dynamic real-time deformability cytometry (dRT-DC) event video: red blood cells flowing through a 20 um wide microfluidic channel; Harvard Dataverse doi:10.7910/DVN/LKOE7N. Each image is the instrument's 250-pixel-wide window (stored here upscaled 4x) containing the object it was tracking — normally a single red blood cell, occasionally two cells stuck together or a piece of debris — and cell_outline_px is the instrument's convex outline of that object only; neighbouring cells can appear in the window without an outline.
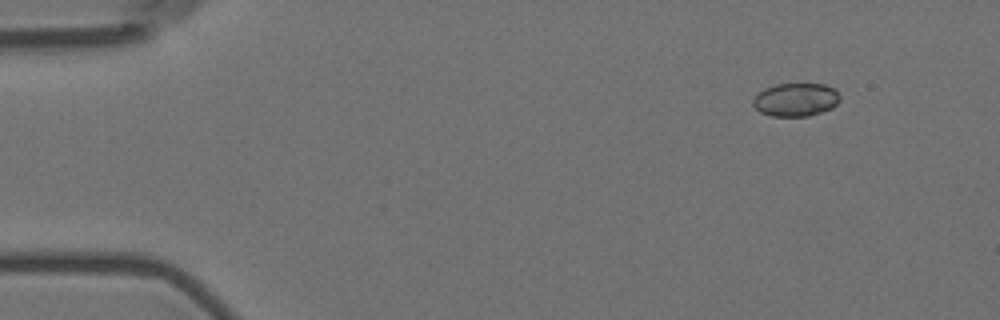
{"species": "Egyptian fruit bat (a non-hibernating species)", "species_latin": "Rousettus aegyptiacus", "temperature_condition": "room temperature", "stored_images_in_passage": 6, "segment_of_instrument_passage": [1, 2], "camera_frame_rate_fps": 3000, "um_per_image_px": 0.085, "animal": {"sex": "female"}, "frame": {"image": 1, "passage_image": 2, "time_ms": 1.333, "image_size_px": [1000, 320], "cell_outline_px": [[840, 100], [832, 108], [808, 116], [772, 116], [760, 112], [752, 104], [752, 100], [764, 88], [776, 84], [824, 84], [836, 88], [840, 96]], "centroid_in_image_um": [67.66, 8.46], "position_along_channel_um": 17.3, "area_um2": 16.88}}